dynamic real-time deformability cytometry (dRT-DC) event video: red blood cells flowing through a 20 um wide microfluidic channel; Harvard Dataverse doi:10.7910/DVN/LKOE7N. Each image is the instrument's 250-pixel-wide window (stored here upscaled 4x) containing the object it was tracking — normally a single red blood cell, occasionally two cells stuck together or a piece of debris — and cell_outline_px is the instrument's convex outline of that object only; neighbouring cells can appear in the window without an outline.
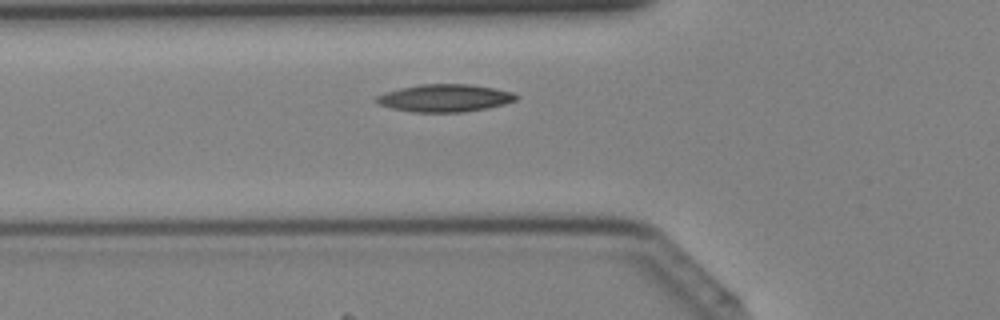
{"species": "Egyptian fruit bat (a non-hibernating species)", "species_latin": "Rousettus aegyptiacus", "temperature_condition": "cold", "stored_images_in_passage": 35, "camera_frame_rate_fps": 3000, "um_per_image_px": 0.085, "animal": {"sex": "female"}, "frame": {"image": 1, "passage_image": 8, "time_ms": 2.333, "image_size_px": [1000, 320], "cell_outline_px": [[520, 96], [516, 100], [504, 104], [464, 112], [412, 112], [388, 108], [372, 100], [376, 96], [384, 92], [400, 88], [420, 84], [468, 84], [496, 88], [512, 92]], "centroid_in_image_um": [37.77, 8.33], "position_along_channel_um": 88.0, "area_um2": 22.6}}
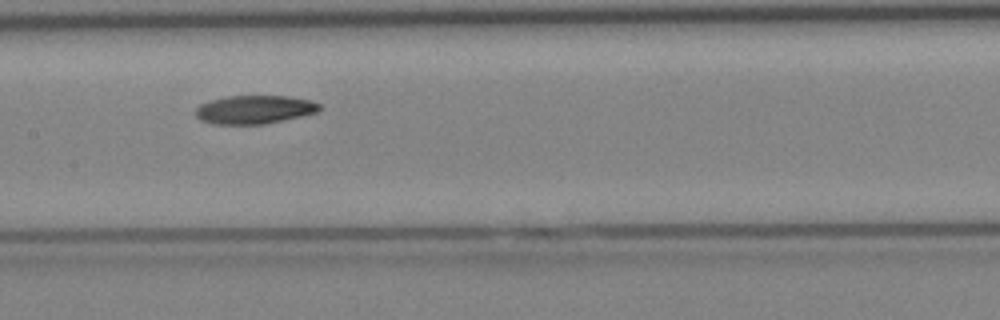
{"frame": {"image": 2, "passage_image": 14, "time_ms": 4.333, "image_size_px": [1000, 320], "cell_outline_px": [[320, 108], [316, 112], [284, 120], [264, 124], [212, 124], [200, 120], [196, 116], [196, 108], [200, 104], [212, 100], [228, 96], [288, 96], [312, 100], [320, 104]], "centroid_in_image_um": [21.62, 9.31], "position_along_channel_um": 185.8, "area_um2": 20.46}}
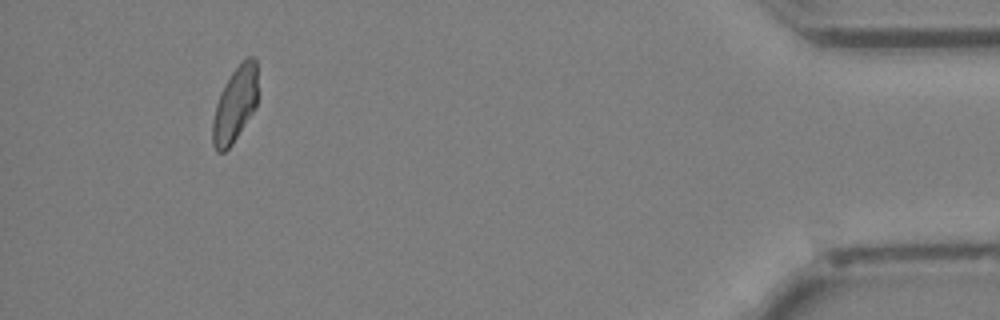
{"frame": {"image": 3, "passage_image": 32, "time_ms": 10.333, "image_size_px": [1000, 320], "cell_outline_px": [[256, 108], [232, 144], [224, 152], [216, 152], [212, 144], [212, 120], [216, 104], [220, 92], [224, 84], [232, 72], [248, 56], [252, 56], [256, 60]], "centroid_in_image_um": [19.95, 8.92], "position_along_channel_um": 415.3, "area_um2": 19.65}}